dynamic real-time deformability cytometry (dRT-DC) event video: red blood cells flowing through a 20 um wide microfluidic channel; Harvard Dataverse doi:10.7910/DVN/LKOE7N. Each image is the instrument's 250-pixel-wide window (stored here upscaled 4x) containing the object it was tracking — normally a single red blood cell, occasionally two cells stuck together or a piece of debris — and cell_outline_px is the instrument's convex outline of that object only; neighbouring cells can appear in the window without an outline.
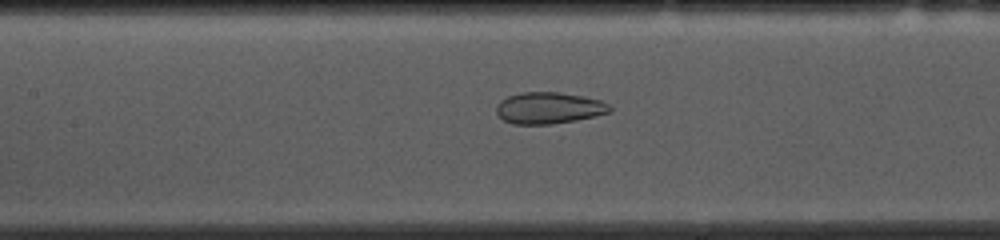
{"species": "common noctule bat (a hibernating species)", "species_latin": "Nyctalus noctula", "temperature_condition": "cold", "stored_images_in_passage": 52, "camera_frame_rate_fps": 3000, "um_per_image_px": 0.085, "animal": {"sex": "female", "body_mass_g": 10.0, "forearm_length_mm": 53.1}, "frame": {"image": 1, "passage_image": 22, "time_ms": 7.0, "image_size_px": [1000, 240], "cell_outline_px": [[612, 108], [608, 112], [596, 116], [576, 120], [548, 124], [512, 124], [504, 120], [496, 112], [496, 108], [500, 100], [508, 96], [520, 92], [560, 92], [584, 96], [600, 100], [608, 104]], "centroid_in_image_um": [46.64, 9.17], "position_along_channel_um": 160.8, "area_um2": 20.81}}
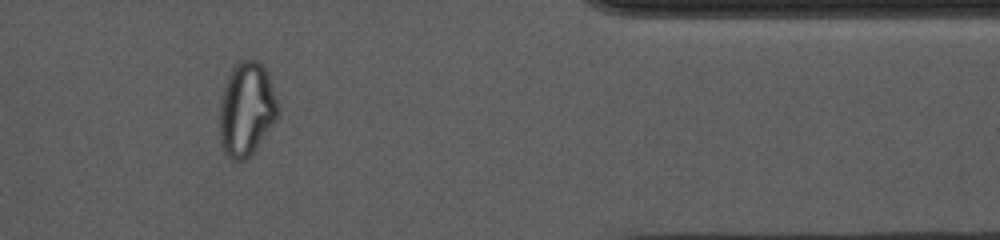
{"frame": {"image": 2, "passage_image": 43, "time_ms": 14.0, "image_size_px": [1000, 240], "cell_outline_px": [[276, 116], [272, 124], [252, 152], [244, 160], [232, 160], [224, 152], [220, 144], [220, 96], [228, 72], [240, 60], [256, 60], [264, 68], [268, 76], [276, 100]], "centroid_in_image_um": [20.88, 9.26], "position_along_channel_um": 390.5, "area_um2": 31.21}}
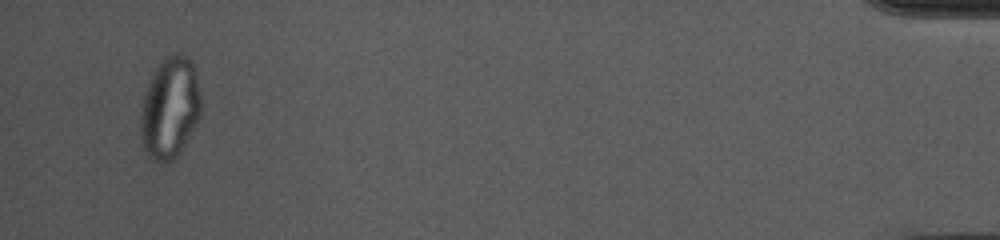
{"frame": {"image": 3, "passage_image": 50, "time_ms": 16.333, "image_size_px": [1000, 240], "cell_outline_px": [[200, 116], [196, 124], [176, 156], [172, 160], [160, 164], [152, 160], [144, 152], [140, 136], [140, 112], [144, 92], [152, 72], [160, 60], [164, 56], [172, 52], [176, 52], [188, 56], [196, 72], [200, 96]], "centroid_in_image_um": [14.4, 9.14], "position_along_channel_um": 420.8, "area_um2": 36.24}, "authors_computed_cell_mechanics": {"area_um2": 29.0156, "velocity_mm_per_s": 3.6982, "shape_relaxation_time_tau1_ms": null, "shape_relaxation_time_tau2_ms": 1.6156, "deformation_change_tau1": null, "deformation_change_tau2": 0.0562}}